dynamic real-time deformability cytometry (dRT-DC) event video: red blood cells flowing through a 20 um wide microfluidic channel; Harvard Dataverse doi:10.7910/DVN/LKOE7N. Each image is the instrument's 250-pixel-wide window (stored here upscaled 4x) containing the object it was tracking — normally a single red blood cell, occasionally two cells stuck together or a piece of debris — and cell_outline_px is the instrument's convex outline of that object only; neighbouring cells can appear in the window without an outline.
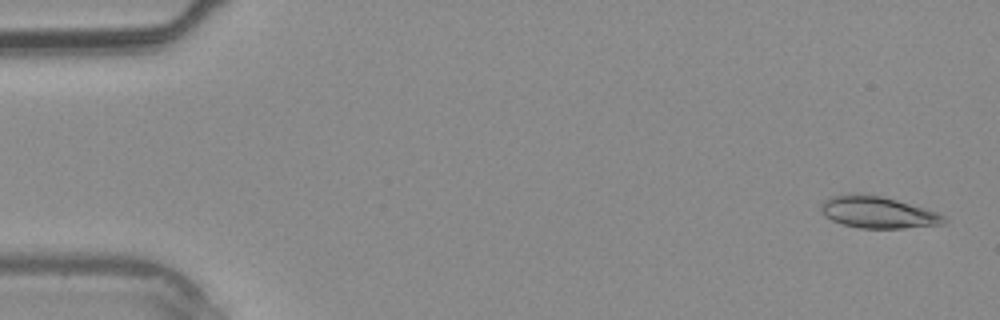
{"species": "common noctule bat (a hibernating species)", "species_latin": "Nyctalus noctula", "temperature_condition": "warm", "stored_images_in_passage": 40, "camera_frame_rate_fps": 3000, "um_per_image_px": 0.085, "animal": {"sex": "male", "body_mass_g": 20.4}, "frame": {"image": 1, "passage_image": 2, "time_ms": 0.333, "image_size_px": [1000, 320], "cell_outline_px": [[948, 224], [904, 228], [860, 228], [844, 224], [832, 220], [824, 216], [820, 212], [820, 204], [824, 200], [832, 196], [852, 192], [880, 196], [896, 200], [924, 208], [936, 212], [944, 216], [948, 220]], "centroid_in_image_um": [74.6, 18.04], "position_along_channel_um": 10.4, "area_um2": 22.89}}
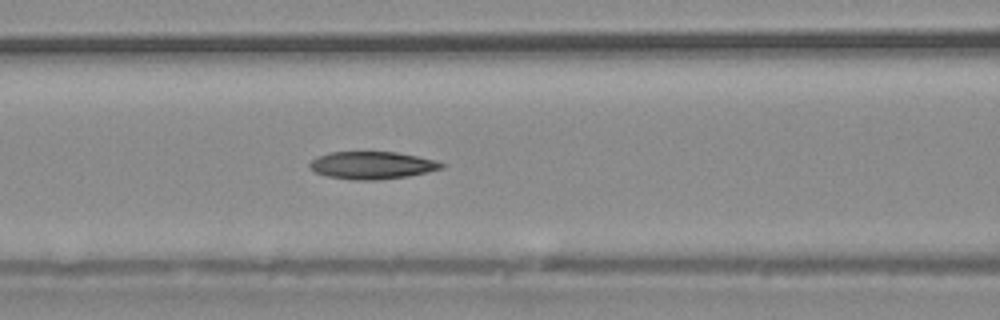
{"frame": {"image": 2, "passage_image": 17, "time_ms": 5.333, "image_size_px": [1000, 320], "cell_outline_px": [[448, 164], [444, 168], [428, 172], [408, 176], [376, 180], [352, 180], [328, 176], [316, 172], [308, 164], [312, 160], [328, 152], [396, 152], [436, 160]], "centroid_in_image_um": [31.69, 14.05], "position_along_channel_um": 134.9, "area_um2": 21.1}}
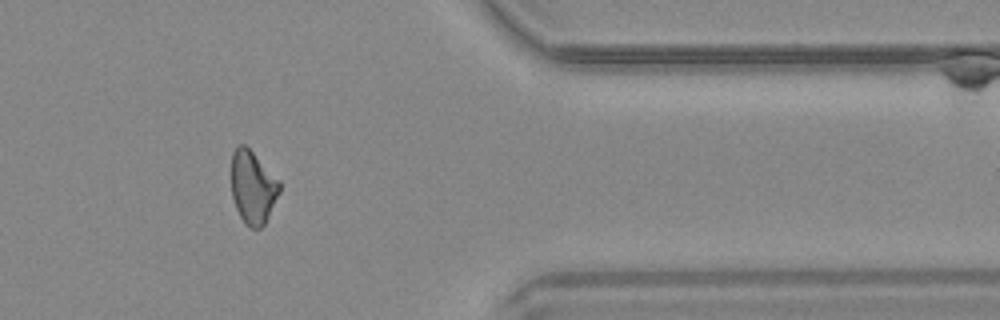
{"frame": {"image": 3, "passage_image": 33, "time_ms": 10.667, "image_size_px": [1000, 320], "cell_outline_px": [[280, 192], [264, 224], [260, 228], [252, 228], [244, 224], [236, 208], [232, 196], [232, 152], [236, 144], [244, 144], [280, 180]], "centroid_in_image_um": [21.48, 15.91], "position_along_channel_um": 389.9, "area_um2": 20.4}}